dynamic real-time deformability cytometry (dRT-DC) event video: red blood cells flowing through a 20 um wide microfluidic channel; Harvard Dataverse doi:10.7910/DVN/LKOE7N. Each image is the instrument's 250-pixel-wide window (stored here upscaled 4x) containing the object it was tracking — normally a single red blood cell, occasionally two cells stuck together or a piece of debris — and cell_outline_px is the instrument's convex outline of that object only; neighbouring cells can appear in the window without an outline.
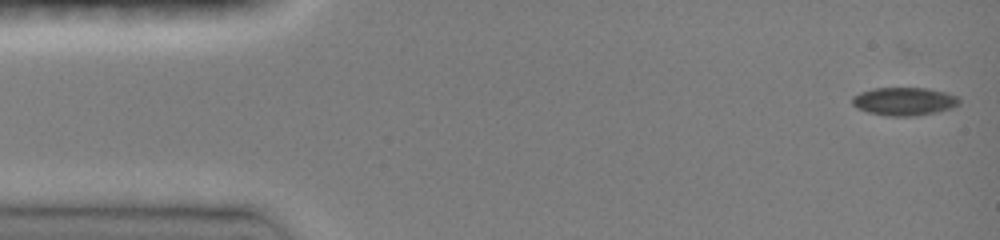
{"species": "common noctule bat (a hibernating species)", "species_latin": "Nyctalus noctula", "temperature_condition": "room temperature", "stored_images_in_passage": 36, "camera_frame_rate_fps": 3000, "um_per_image_px": 0.085, "animal": {"sex": "female", "body_mass_g": 19.0, "forearm_length_mm": 51.5}, "frame": {"image": 1, "passage_image": 1, "time_ms": 0.0, "image_size_px": [1000, 240], "cell_outline_px": [[960, 104], [952, 108], [936, 112], [916, 116], [888, 116], [868, 112], [856, 108], [852, 104], [852, 96], [860, 92], [872, 88], [928, 88], [944, 92], [956, 96], [960, 100]], "centroid_in_image_um": [76.83, 8.62], "position_along_channel_um": 8.2, "area_um2": 17.63}}
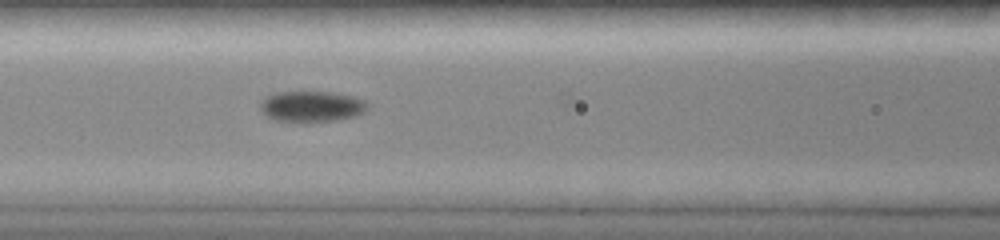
{"frame": {"image": 2, "passage_image": 19, "time_ms": 6.0, "image_size_px": [1000, 240], "cell_outline_px": [[368, 108], [364, 112], [356, 116], [336, 120], [304, 124], [276, 120], [268, 116], [260, 108], [260, 100], [276, 92], [332, 92], [352, 96], [364, 100], [368, 104]], "centroid_in_image_um": [26.49, 9.07], "position_along_channel_um": 140.1, "area_um2": 19.65}}
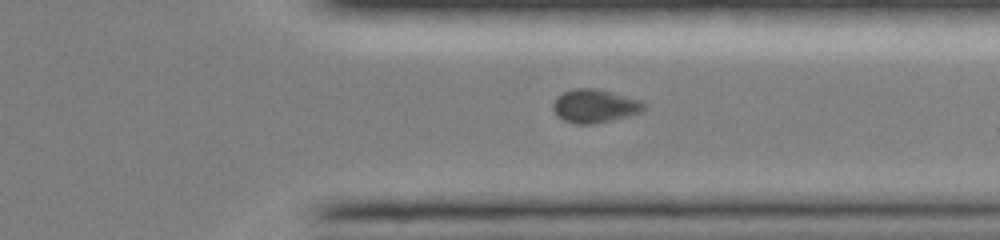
{"frame": {"image": 3, "passage_image": 35, "time_ms": 11.333, "image_size_px": [1000, 240], "cell_outline_px": [[648, 108], [640, 112], [628, 116], [612, 120], [592, 124], [576, 124], [564, 120], [556, 116], [552, 108], [552, 104], [556, 96], [564, 92], [576, 88], [596, 88], [640, 100], [648, 104]], "centroid_in_image_um": [50.55, 9.01], "position_along_channel_um": 360.8, "area_um2": 17.86}}